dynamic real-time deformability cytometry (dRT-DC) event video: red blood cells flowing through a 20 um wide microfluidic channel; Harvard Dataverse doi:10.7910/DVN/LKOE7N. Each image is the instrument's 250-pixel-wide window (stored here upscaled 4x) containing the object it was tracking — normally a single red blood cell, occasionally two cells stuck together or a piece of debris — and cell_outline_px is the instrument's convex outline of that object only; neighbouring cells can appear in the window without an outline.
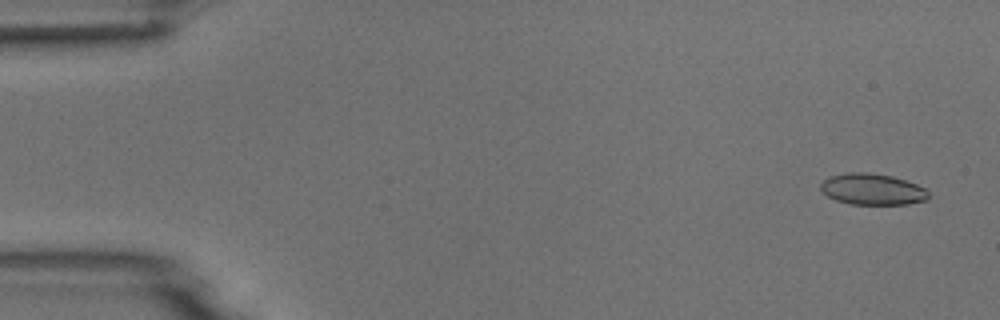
{"species": "common noctule bat (a hibernating species)", "species_latin": "Nyctalus noctula", "temperature_condition": "room temperature", "stored_images_in_passage": 6, "camera_frame_rate_fps": 3000, "um_per_image_px": 0.085, "animal": {"sex": "male", "body_mass_g": 18.8}, "frame": {"image": 1, "passage_image": 1, "time_ms": 0.0, "image_size_px": [1000, 320], "cell_outline_px": [[928, 200], [908, 204], [848, 204], [836, 200], [828, 196], [820, 188], [820, 184], [828, 176], [848, 172], [868, 172], [892, 176], [916, 184], [924, 188], [928, 192]], "centroid_in_image_um": [74.14, 16.08], "position_along_channel_um": 10.9, "area_um2": 19.65}}
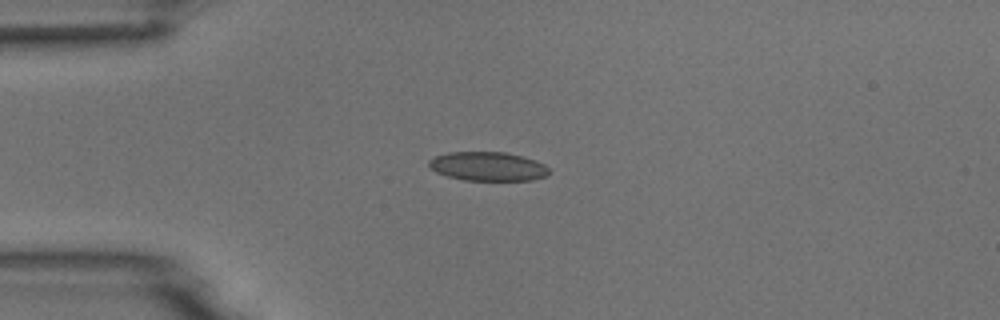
{"frame": {"image": 2, "passage_image": 4, "time_ms": 3.667, "image_size_px": [1000, 320], "cell_outline_px": [[548, 176], [532, 180], [464, 180], [448, 176], [436, 172], [428, 164], [428, 160], [436, 156], [448, 152], [504, 152], [536, 160], [544, 164], [548, 168]], "centroid_in_image_um": [41.47, 14.14], "position_along_channel_um": 43.5, "area_um2": 20.17}}